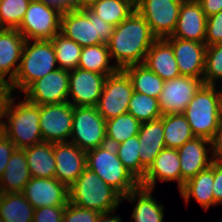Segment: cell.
I'll return each instance as SVG.
<instances>
[{
    "label": "cell",
    "mask_w": 222,
    "mask_h": 222,
    "mask_svg": "<svg viewBox=\"0 0 222 222\" xmlns=\"http://www.w3.org/2000/svg\"><path fill=\"white\" fill-rule=\"evenodd\" d=\"M48 6L59 9L62 13L72 9V0H39Z\"/></svg>",
    "instance_id": "obj_48"
},
{
    "label": "cell",
    "mask_w": 222,
    "mask_h": 222,
    "mask_svg": "<svg viewBox=\"0 0 222 222\" xmlns=\"http://www.w3.org/2000/svg\"><path fill=\"white\" fill-rule=\"evenodd\" d=\"M195 137L213 140L222 116L221 92L203 84L183 112Z\"/></svg>",
    "instance_id": "obj_4"
},
{
    "label": "cell",
    "mask_w": 222,
    "mask_h": 222,
    "mask_svg": "<svg viewBox=\"0 0 222 222\" xmlns=\"http://www.w3.org/2000/svg\"><path fill=\"white\" fill-rule=\"evenodd\" d=\"M134 4H137L140 0H131Z\"/></svg>",
    "instance_id": "obj_51"
},
{
    "label": "cell",
    "mask_w": 222,
    "mask_h": 222,
    "mask_svg": "<svg viewBox=\"0 0 222 222\" xmlns=\"http://www.w3.org/2000/svg\"><path fill=\"white\" fill-rule=\"evenodd\" d=\"M100 212L81 208L71 202L65 206L62 222H97Z\"/></svg>",
    "instance_id": "obj_40"
},
{
    "label": "cell",
    "mask_w": 222,
    "mask_h": 222,
    "mask_svg": "<svg viewBox=\"0 0 222 222\" xmlns=\"http://www.w3.org/2000/svg\"><path fill=\"white\" fill-rule=\"evenodd\" d=\"M213 196L214 205H222V162L213 160Z\"/></svg>",
    "instance_id": "obj_44"
},
{
    "label": "cell",
    "mask_w": 222,
    "mask_h": 222,
    "mask_svg": "<svg viewBox=\"0 0 222 222\" xmlns=\"http://www.w3.org/2000/svg\"><path fill=\"white\" fill-rule=\"evenodd\" d=\"M128 113L140 123L154 121L162 117L157 98L135 91L128 104Z\"/></svg>",
    "instance_id": "obj_36"
},
{
    "label": "cell",
    "mask_w": 222,
    "mask_h": 222,
    "mask_svg": "<svg viewBox=\"0 0 222 222\" xmlns=\"http://www.w3.org/2000/svg\"><path fill=\"white\" fill-rule=\"evenodd\" d=\"M89 9L116 27L135 10V4L131 0H97Z\"/></svg>",
    "instance_id": "obj_34"
},
{
    "label": "cell",
    "mask_w": 222,
    "mask_h": 222,
    "mask_svg": "<svg viewBox=\"0 0 222 222\" xmlns=\"http://www.w3.org/2000/svg\"><path fill=\"white\" fill-rule=\"evenodd\" d=\"M182 0H140L135 9L149 24L157 39L172 35L179 16Z\"/></svg>",
    "instance_id": "obj_10"
},
{
    "label": "cell",
    "mask_w": 222,
    "mask_h": 222,
    "mask_svg": "<svg viewBox=\"0 0 222 222\" xmlns=\"http://www.w3.org/2000/svg\"><path fill=\"white\" fill-rule=\"evenodd\" d=\"M97 0H72V10L90 8Z\"/></svg>",
    "instance_id": "obj_49"
},
{
    "label": "cell",
    "mask_w": 222,
    "mask_h": 222,
    "mask_svg": "<svg viewBox=\"0 0 222 222\" xmlns=\"http://www.w3.org/2000/svg\"><path fill=\"white\" fill-rule=\"evenodd\" d=\"M61 15L59 9L31 0L17 30L25 40H51L60 33Z\"/></svg>",
    "instance_id": "obj_9"
},
{
    "label": "cell",
    "mask_w": 222,
    "mask_h": 222,
    "mask_svg": "<svg viewBox=\"0 0 222 222\" xmlns=\"http://www.w3.org/2000/svg\"><path fill=\"white\" fill-rule=\"evenodd\" d=\"M206 17H210L222 11V0H197Z\"/></svg>",
    "instance_id": "obj_47"
},
{
    "label": "cell",
    "mask_w": 222,
    "mask_h": 222,
    "mask_svg": "<svg viewBox=\"0 0 222 222\" xmlns=\"http://www.w3.org/2000/svg\"><path fill=\"white\" fill-rule=\"evenodd\" d=\"M216 80L222 81V43L207 46L205 53L203 82L216 85Z\"/></svg>",
    "instance_id": "obj_39"
},
{
    "label": "cell",
    "mask_w": 222,
    "mask_h": 222,
    "mask_svg": "<svg viewBox=\"0 0 222 222\" xmlns=\"http://www.w3.org/2000/svg\"><path fill=\"white\" fill-rule=\"evenodd\" d=\"M122 200L117 190L87 167L69 187V202L100 213L114 212Z\"/></svg>",
    "instance_id": "obj_3"
},
{
    "label": "cell",
    "mask_w": 222,
    "mask_h": 222,
    "mask_svg": "<svg viewBox=\"0 0 222 222\" xmlns=\"http://www.w3.org/2000/svg\"><path fill=\"white\" fill-rule=\"evenodd\" d=\"M112 211L106 213H100L97 222H122L121 217L111 216Z\"/></svg>",
    "instance_id": "obj_50"
},
{
    "label": "cell",
    "mask_w": 222,
    "mask_h": 222,
    "mask_svg": "<svg viewBox=\"0 0 222 222\" xmlns=\"http://www.w3.org/2000/svg\"><path fill=\"white\" fill-rule=\"evenodd\" d=\"M213 161L211 165L200 171L195 177L188 180L183 188L180 190L181 196L184 201L188 203L191 197H193L197 203H199L205 210L209 209L211 205H214L213 196Z\"/></svg>",
    "instance_id": "obj_28"
},
{
    "label": "cell",
    "mask_w": 222,
    "mask_h": 222,
    "mask_svg": "<svg viewBox=\"0 0 222 222\" xmlns=\"http://www.w3.org/2000/svg\"><path fill=\"white\" fill-rule=\"evenodd\" d=\"M138 139L140 163L147 170L158 154L166 147L163 115L160 119L141 123Z\"/></svg>",
    "instance_id": "obj_24"
},
{
    "label": "cell",
    "mask_w": 222,
    "mask_h": 222,
    "mask_svg": "<svg viewBox=\"0 0 222 222\" xmlns=\"http://www.w3.org/2000/svg\"><path fill=\"white\" fill-rule=\"evenodd\" d=\"M86 161L87 168L94 171L122 196L128 195L140 186L139 180L119 160L115 146L105 144L87 151Z\"/></svg>",
    "instance_id": "obj_6"
},
{
    "label": "cell",
    "mask_w": 222,
    "mask_h": 222,
    "mask_svg": "<svg viewBox=\"0 0 222 222\" xmlns=\"http://www.w3.org/2000/svg\"><path fill=\"white\" fill-rule=\"evenodd\" d=\"M22 194L34 209L39 207L66 206L69 202V188L54 178L32 177Z\"/></svg>",
    "instance_id": "obj_16"
},
{
    "label": "cell",
    "mask_w": 222,
    "mask_h": 222,
    "mask_svg": "<svg viewBox=\"0 0 222 222\" xmlns=\"http://www.w3.org/2000/svg\"><path fill=\"white\" fill-rule=\"evenodd\" d=\"M133 92L131 80L123 70L108 75L96 105L97 111L105 120L127 113Z\"/></svg>",
    "instance_id": "obj_11"
},
{
    "label": "cell",
    "mask_w": 222,
    "mask_h": 222,
    "mask_svg": "<svg viewBox=\"0 0 222 222\" xmlns=\"http://www.w3.org/2000/svg\"><path fill=\"white\" fill-rule=\"evenodd\" d=\"M138 135L133 136L115 146L119 160L125 168L139 181L144 177L146 169L140 163Z\"/></svg>",
    "instance_id": "obj_37"
},
{
    "label": "cell",
    "mask_w": 222,
    "mask_h": 222,
    "mask_svg": "<svg viewBox=\"0 0 222 222\" xmlns=\"http://www.w3.org/2000/svg\"><path fill=\"white\" fill-rule=\"evenodd\" d=\"M207 17L200 3L183 1L176 27L169 37L205 43Z\"/></svg>",
    "instance_id": "obj_20"
},
{
    "label": "cell",
    "mask_w": 222,
    "mask_h": 222,
    "mask_svg": "<svg viewBox=\"0 0 222 222\" xmlns=\"http://www.w3.org/2000/svg\"><path fill=\"white\" fill-rule=\"evenodd\" d=\"M178 181L181 190V168L177 149L164 148L146 170L144 177L139 181L140 186L153 190L156 181Z\"/></svg>",
    "instance_id": "obj_21"
},
{
    "label": "cell",
    "mask_w": 222,
    "mask_h": 222,
    "mask_svg": "<svg viewBox=\"0 0 222 222\" xmlns=\"http://www.w3.org/2000/svg\"><path fill=\"white\" fill-rule=\"evenodd\" d=\"M212 146V141L203 137H194L177 149L181 168V189L185 183L195 177L200 171L207 169L212 161V156H207L206 145Z\"/></svg>",
    "instance_id": "obj_19"
},
{
    "label": "cell",
    "mask_w": 222,
    "mask_h": 222,
    "mask_svg": "<svg viewBox=\"0 0 222 222\" xmlns=\"http://www.w3.org/2000/svg\"><path fill=\"white\" fill-rule=\"evenodd\" d=\"M152 191L139 186L136 190L123 196V200L137 202L131 216L134 222H163L164 206L155 201L151 194Z\"/></svg>",
    "instance_id": "obj_27"
},
{
    "label": "cell",
    "mask_w": 222,
    "mask_h": 222,
    "mask_svg": "<svg viewBox=\"0 0 222 222\" xmlns=\"http://www.w3.org/2000/svg\"><path fill=\"white\" fill-rule=\"evenodd\" d=\"M222 43V11L207 18L205 44Z\"/></svg>",
    "instance_id": "obj_41"
},
{
    "label": "cell",
    "mask_w": 222,
    "mask_h": 222,
    "mask_svg": "<svg viewBox=\"0 0 222 222\" xmlns=\"http://www.w3.org/2000/svg\"><path fill=\"white\" fill-rule=\"evenodd\" d=\"M31 0H0V27L17 29Z\"/></svg>",
    "instance_id": "obj_38"
},
{
    "label": "cell",
    "mask_w": 222,
    "mask_h": 222,
    "mask_svg": "<svg viewBox=\"0 0 222 222\" xmlns=\"http://www.w3.org/2000/svg\"><path fill=\"white\" fill-rule=\"evenodd\" d=\"M211 149H213V154L211 155L213 160L222 162V116L217 128L216 135L212 140Z\"/></svg>",
    "instance_id": "obj_45"
},
{
    "label": "cell",
    "mask_w": 222,
    "mask_h": 222,
    "mask_svg": "<svg viewBox=\"0 0 222 222\" xmlns=\"http://www.w3.org/2000/svg\"><path fill=\"white\" fill-rule=\"evenodd\" d=\"M107 75L81 68L69 71L68 100L73 106H96L103 91Z\"/></svg>",
    "instance_id": "obj_15"
},
{
    "label": "cell",
    "mask_w": 222,
    "mask_h": 222,
    "mask_svg": "<svg viewBox=\"0 0 222 222\" xmlns=\"http://www.w3.org/2000/svg\"><path fill=\"white\" fill-rule=\"evenodd\" d=\"M39 126L43 141L69 142L72 133L73 105L63 102L39 105Z\"/></svg>",
    "instance_id": "obj_12"
},
{
    "label": "cell",
    "mask_w": 222,
    "mask_h": 222,
    "mask_svg": "<svg viewBox=\"0 0 222 222\" xmlns=\"http://www.w3.org/2000/svg\"><path fill=\"white\" fill-rule=\"evenodd\" d=\"M31 177L54 178V143L42 141L24 149Z\"/></svg>",
    "instance_id": "obj_26"
},
{
    "label": "cell",
    "mask_w": 222,
    "mask_h": 222,
    "mask_svg": "<svg viewBox=\"0 0 222 222\" xmlns=\"http://www.w3.org/2000/svg\"><path fill=\"white\" fill-rule=\"evenodd\" d=\"M34 211L22 193H0V222H33Z\"/></svg>",
    "instance_id": "obj_29"
},
{
    "label": "cell",
    "mask_w": 222,
    "mask_h": 222,
    "mask_svg": "<svg viewBox=\"0 0 222 222\" xmlns=\"http://www.w3.org/2000/svg\"><path fill=\"white\" fill-rule=\"evenodd\" d=\"M15 149V145L0 131V178Z\"/></svg>",
    "instance_id": "obj_43"
},
{
    "label": "cell",
    "mask_w": 222,
    "mask_h": 222,
    "mask_svg": "<svg viewBox=\"0 0 222 222\" xmlns=\"http://www.w3.org/2000/svg\"><path fill=\"white\" fill-rule=\"evenodd\" d=\"M143 64L164 81L180 76L172 45L165 38L154 41Z\"/></svg>",
    "instance_id": "obj_23"
},
{
    "label": "cell",
    "mask_w": 222,
    "mask_h": 222,
    "mask_svg": "<svg viewBox=\"0 0 222 222\" xmlns=\"http://www.w3.org/2000/svg\"><path fill=\"white\" fill-rule=\"evenodd\" d=\"M114 26L103 21L89 8L67 10L61 15L60 33L82 47L107 44L113 34Z\"/></svg>",
    "instance_id": "obj_5"
},
{
    "label": "cell",
    "mask_w": 222,
    "mask_h": 222,
    "mask_svg": "<svg viewBox=\"0 0 222 222\" xmlns=\"http://www.w3.org/2000/svg\"><path fill=\"white\" fill-rule=\"evenodd\" d=\"M141 123L131 114L124 113L106 120V142L116 146L125 140L138 135Z\"/></svg>",
    "instance_id": "obj_33"
},
{
    "label": "cell",
    "mask_w": 222,
    "mask_h": 222,
    "mask_svg": "<svg viewBox=\"0 0 222 222\" xmlns=\"http://www.w3.org/2000/svg\"><path fill=\"white\" fill-rule=\"evenodd\" d=\"M165 39L172 45L180 75L203 79L206 44L175 37Z\"/></svg>",
    "instance_id": "obj_17"
},
{
    "label": "cell",
    "mask_w": 222,
    "mask_h": 222,
    "mask_svg": "<svg viewBox=\"0 0 222 222\" xmlns=\"http://www.w3.org/2000/svg\"><path fill=\"white\" fill-rule=\"evenodd\" d=\"M203 84V79L182 75L164 81L158 98L161 114L183 113Z\"/></svg>",
    "instance_id": "obj_14"
},
{
    "label": "cell",
    "mask_w": 222,
    "mask_h": 222,
    "mask_svg": "<svg viewBox=\"0 0 222 222\" xmlns=\"http://www.w3.org/2000/svg\"><path fill=\"white\" fill-rule=\"evenodd\" d=\"M110 52L105 43L82 47L78 68L94 73L112 75L118 71L115 65H110Z\"/></svg>",
    "instance_id": "obj_31"
},
{
    "label": "cell",
    "mask_w": 222,
    "mask_h": 222,
    "mask_svg": "<svg viewBox=\"0 0 222 222\" xmlns=\"http://www.w3.org/2000/svg\"><path fill=\"white\" fill-rule=\"evenodd\" d=\"M64 210L65 206L36 208L33 222H62Z\"/></svg>",
    "instance_id": "obj_42"
},
{
    "label": "cell",
    "mask_w": 222,
    "mask_h": 222,
    "mask_svg": "<svg viewBox=\"0 0 222 222\" xmlns=\"http://www.w3.org/2000/svg\"><path fill=\"white\" fill-rule=\"evenodd\" d=\"M71 143L87 152L106 142V120L96 106H73Z\"/></svg>",
    "instance_id": "obj_8"
},
{
    "label": "cell",
    "mask_w": 222,
    "mask_h": 222,
    "mask_svg": "<svg viewBox=\"0 0 222 222\" xmlns=\"http://www.w3.org/2000/svg\"><path fill=\"white\" fill-rule=\"evenodd\" d=\"M24 149H15L0 178V193H22L31 179Z\"/></svg>",
    "instance_id": "obj_25"
},
{
    "label": "cell",
    "mask_w": 222,
    "mask_h": 222,
    "mask_svg": "<svg viewBox=\"0 0 222 222\" xmlns=\"http://www.w3.org/2000/svg\"><path fill=\"white\" fill-rule=\"evenodd\" d=\"M55 178L68 188L86 168V152L71 142L54 143Z\"/></svg>",
    "instance_id": "obj_18"
},
{
    "label": "cell",
    "mask_w": 222,
    "mask_h": 222,
    "mask_svg": "<svg viewBox=\"0 0 222 222\" xmlns=\"http://www.w3.org/2000/svg\"><path fill=\"white\" fill-rule=\"evenodd\" d=\"M131 80L135 92L159 98L164 80L144 64L131 65L123 69Z\"/></svg>",
    "instance_id": "obj_30"
},
{
    "label": "cell",
    "mask_w": 222,
    "mask_h": 222,
    "mask_svg": "<svg viewBox=\"0 0 222 222\" xmlns=\"http://www.w3.org/2000/svg\"><path fill=\"white\" fill-rule=\"evenodd\" d=\"M14 101V97L11 95L3 116L8 121H2L0 131L17 149H25L42 142L39 105L31 103L25 98L24 101L15 104Z\"/></svg>",
    "instance_id": "obj_2"
},
{
    "label": "cell",
    "mask_w": 222,
    "mask_h": 222,
    "mask_svg": "<svg viewBox=\"0 0 222 222\" xmlns=\"http://www.w3.org/2000/svg\"><path fill=\"white\" fill-rule=\"evenodd\" d=\"M157 38L152 34L149 24L135 9L125 20L114 27L107 43L111 59L118 70L143 64L145 56Z\"/></svg>",
    "instance_id": "obj_1"
},
{
    "label": "cell",
    "mask_w": 222,
    "mask_h": 222,
    "mask_svg": "<svg viewBox=\"0 0 222 222\" xmlns=\"http://www.w3.org/2000/svg\"><path fill=\"white\" fill-rule=\"evenodd\" d=\"M163 129L166 148L179 149L195 137L183 113L163 115Z\"/></svg>",
    "instance_id": "obj_32"
},
{
    "label": "cell",
    "mask_w": 222,
    "mask_h": 222,
    "mask_svg": "<svg viewBox=\"0 0 222 222\" xmlns=\"http://www.w3.org/2000/svg\"><path fill=\"white\" fill-rule=\"evenodd\" d=\"M30 41L24 44L18 72L10 83L12 93L16 88L23 92L31 83L58 68L51 40H33L31 46Z\"/></svg>",
    "instance_id": "obj_7"
},
{
    "label": "cell",
    "mask_w": 222,
    "mask_h": 222,
    "mask_svg": "<svg viewBox=\"0 0 222 222\" xmlns=\"http://www.w3.org/2000/svg\"><path fill=\"white\" fill-rule=\"evenodd\" d=\"M51 41L59 64L57 67L69 71L78 68L82 46L61 33L56 34Z\"/></svg>",
    "instance_id": "obj_35"
},
{
    "label": "cell",
    "mask_w": 222,
    "mask_h": 222,
    "mask_svg": "<svg viewBox=\"0 0 222 222\" xmlns=\"http://www.w3.org/2000/svg\"><path fill=\"white\" fill-rule=\"evenodd\" d=\"M25 42L23 35L17 29H0V79L2 81L10 84L16 77L20 66L18 61L21 60Z\"/></svg>",
    "instance_id": "obj_22"
},
{
    "label": "cell",
    "mask_w": 222,
    "mask_h": 222,
    "mask_svg": "<svg viewBox=\"0 0 222 222\" xmlns=\"http://www.w3.org/2000/svg\"><path fill=\"white\" fill-rule=\"evenodd\" d=\"M23 93L26 100L37 105L67 102L70 100L69 70L57 68L31 83Z\"/></svg>",
    "instance_id": "obj_13"
},
{
    "label": "cell",
    "mask_w": 222,
    "mask_h": 222,
    "mask_svg": "<svg viewBox=\"0 0 222 222\" xmlns=\"http://www.w3.org/2000/svg\"><path fill=\"white\" fill-rule=\"evenodd\" d=\"M11 95H12V90L10 84L8 82L3 81L0 84V127L3 121L2 119L5 113L7 102Z\"/></svg>",
    "instance_id": "obj_46"
}]
</instances>
